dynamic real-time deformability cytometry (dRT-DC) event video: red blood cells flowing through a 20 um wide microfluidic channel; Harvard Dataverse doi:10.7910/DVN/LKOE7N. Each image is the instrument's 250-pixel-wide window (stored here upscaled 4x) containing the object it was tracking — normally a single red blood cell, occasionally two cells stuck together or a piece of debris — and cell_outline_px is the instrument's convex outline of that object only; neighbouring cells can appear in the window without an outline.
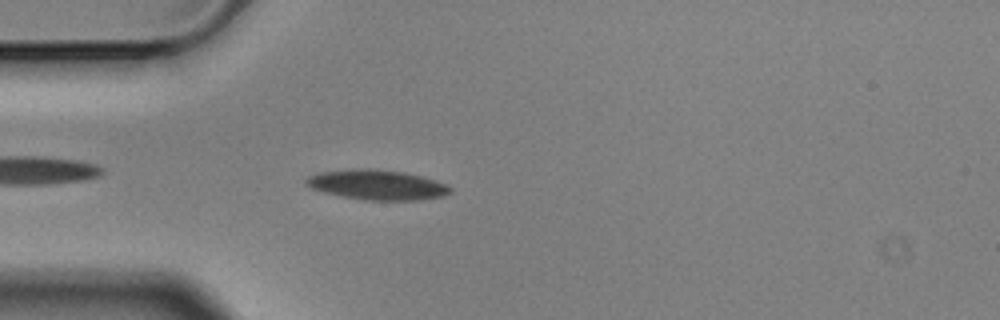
{"species": "Egyptian fruit bat (a non-hibernating species)", "species_latin": "Rousettus aegyptiacus", "temperature_condition": "cold", "stored_images_in_passage": 45, "camera_frame_rate_fps": 3000, "um_per_image_px": 0.085, "animal": {"sex": "male"}, "frame": {"image": 1, "passage_image": 4, "time_ms": 1.0, "image_size_px": [1000, 320], "cell_outline_px": [[452, 192], [444, 196], [420, 200], [364, 200], [340, 196], [324, 192], [312, 188], [304, 184], [304, 180], [308, 176], [320, 172], [360, 168], [364, 168], [404, 172], [420, 176], [444, 184], [452, 188]], "centroid_in_image_um": [32.02, 15.72], "position_along_channel_um": 53.0, "area_um2": 25.03}}
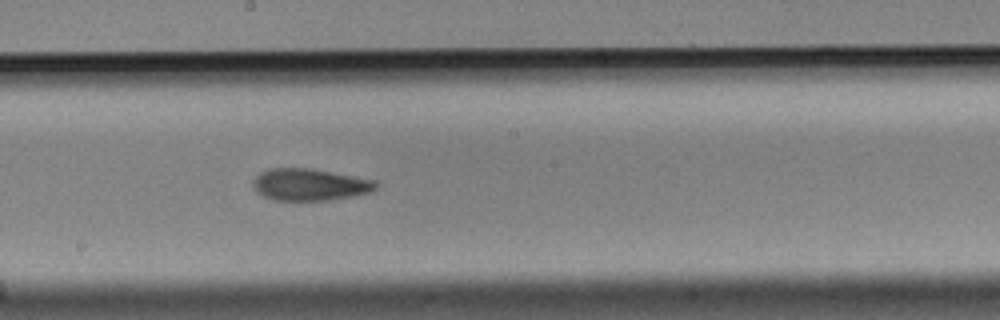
{"frame": {"image": 2, "passage_image": 19, "time_ms": 6.0, "image_size_px": [1000, 320], "cell_outline_px": [[380, 184], [376, 188], [368, 192], [352, 196], [332, 200], [272, 200], [256, 192], [256, 176], [260, 172], [268, 168], [308, 168], [352, 176], [372, 180]], "centroid_in_image_um": [26.32, 15.7], "position_along_channel_um": 221.9, "area_um2": 22.43}}
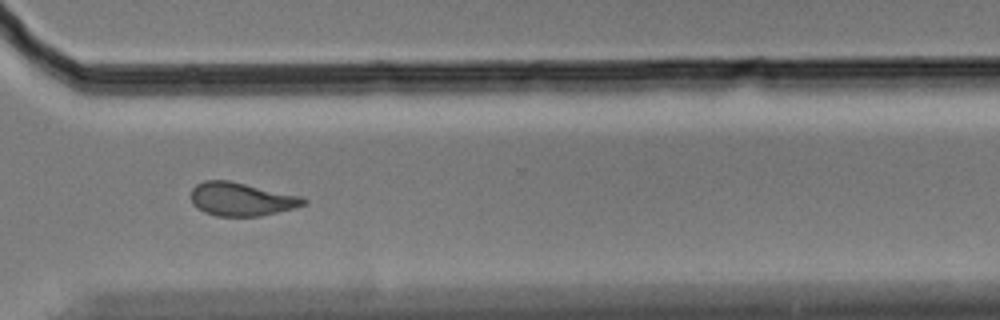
{"frame": {"image": 3, "passage_image": 30, "time_ms": 9.667, "image_size_px": [1000, 320], "cell_outline_px": [[308, 200], [304, 204], [292, 208], [260, 216], [216, 216], [204, 212], [196, 208], [192, 204], [192, 188], [196, 184], [204, 180], [228, 180], [300, 196]], "centroid_in_image_um": [20.46, 16.93], "position_along_channel_um": 350.1, "area_um2": 21.68}, "authors_computed_cell_mechanics": {"area_um2": 22.4842, "velocity_mm_per_s": 3.5045, "shape_relaxation_time_tau1_ms": 6.6432, "shape_relaxation_time_tau2_ms": 4.5974, "deformation_change_tau1": 0.16, "deformation_change_tau2": 0.1073}}